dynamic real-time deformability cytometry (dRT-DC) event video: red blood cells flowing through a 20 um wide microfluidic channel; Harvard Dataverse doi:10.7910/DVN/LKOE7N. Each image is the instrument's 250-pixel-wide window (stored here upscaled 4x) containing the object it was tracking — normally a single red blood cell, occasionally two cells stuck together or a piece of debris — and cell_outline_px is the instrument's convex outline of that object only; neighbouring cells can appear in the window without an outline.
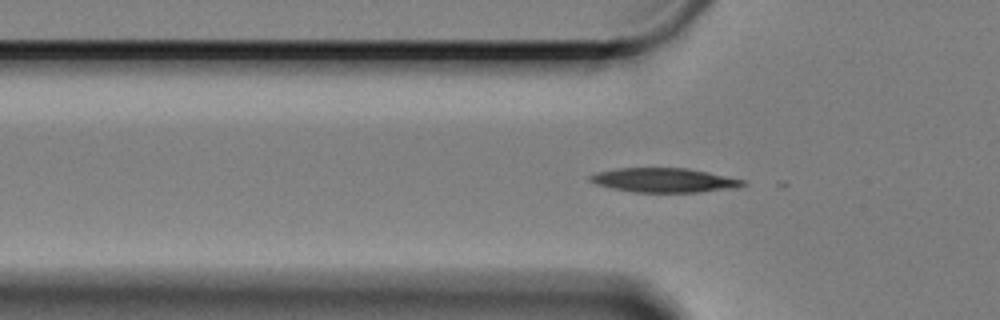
{"species": "Egyptian fruit bat (a non-hibernating species)", "species_latin": "Rousettus aegyptiacus", "temperature_condition": "cold", "stored_images_in_passage": 36, "camera_frame_rate_fps": 3000, "um_per_image_px": 0.085, "animal": {"sex": "female"}, "frame": {"image": 1, "passage_image": 6, "time_ms": 1.667, "image_size_px": [1000, 320], "cell_outline_px": [[748, 184], [732, 188], [696, 192], [632, 192], [612, 188], [596, 184], [588, 180], [588, 176], [596, 172], [616, 168], [688, 168], [744, 180]], "centroid_in_image_um": [56.39, 15.31], "position_along_channel_um": 69.4, "area_um2": 21.5}}
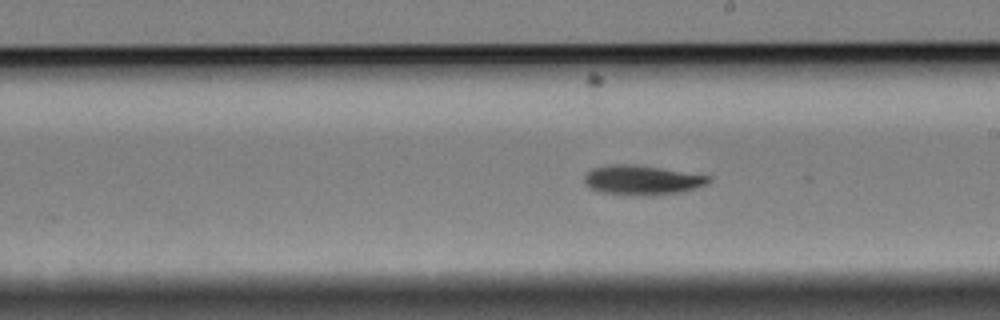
{"frame": {"image": 2, "passage_image": 21, "time_ms": 6.667, "image_size_px": [1000, 320], "cell_outline_px": [[712, 180], [708, 184], [684, 192], [652, 196], [620, 196], [600, 192], [588, 188], [584, 184], [584, 176], [592, 168], [612, 164], [636, 164], [712, 176]], "centroid_in_image_um": [54.57, 15.33], "position_along_channel_um": 234.4, "area_um2": 22.2}}
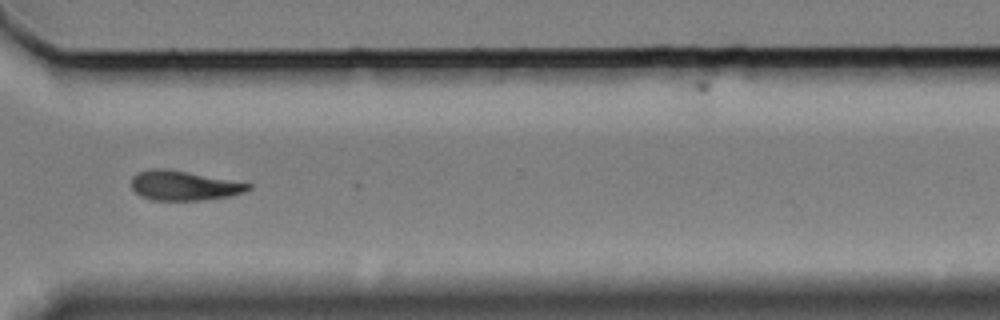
{"frame": {"image": 3, "passage_image": 32, "time_ms": 10.333, "image_size_px": [1000, 320], "cell_outline_px": [[252, 188], [244, 192], [232, 196], [204, 200], [152, 200], [140, 196], [132, 188], [132, 176], [136, 172], [148, 168], [164, 168], [252, 184]], "centroid_in_image_um": [15.6, 15.78], "position_along_channel_um": 355.0, "area_um2": 20.17}, "authors_computed_cell_mechanics": {"area_um2": 21.2704, "velocity_mm_per_s": 3.2902, "shape_relaxation_time_tau1_ms": 5.3683, "shape_relaxation_time_tau2_ms": null, "deformation_change_tau1": 0.1144, "deformation_change_tau2": null}}